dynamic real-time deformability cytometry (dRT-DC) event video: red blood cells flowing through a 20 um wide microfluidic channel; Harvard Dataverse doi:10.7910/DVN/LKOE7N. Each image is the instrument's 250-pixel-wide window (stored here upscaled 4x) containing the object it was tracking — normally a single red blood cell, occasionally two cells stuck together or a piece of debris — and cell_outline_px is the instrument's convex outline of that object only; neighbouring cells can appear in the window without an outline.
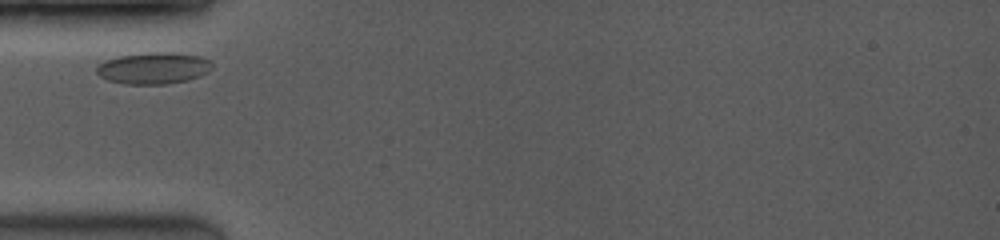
{"species": "common noctule bat (a hibernating species)", "species_latin": "Nyctalus noctula", "temperature_condition": "room temperature", "stored_images_in_passage": 25, "camera_frame_rate_fps": 3500, "um_per_image_px": 0.085, "animal": {"sex": "female", "body_mass_g": 19.0, "forearm_length_mm": 53.3}, "frame": {"image": 1, "passage_image": 1, "time_ms": 0.0, "image_size_px": [1000, 240], "cell_outline_px": [[212, 68], [208, 72], [200, 76], [188, 80], [164, 84], [124, 84], [108, 80], [100, 76], [96, 72], [96, 64], [104, 60], [120, 56], [148, 52], [172, 52], [200, 56], [212, 60]], "centroid_in_image_um": [13.05, 5.78], "position_along_channel_um": 71.9, "area_um2": 21.5}}
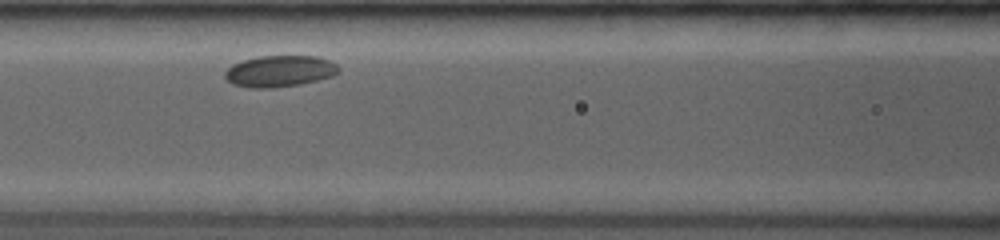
{"frame": {"image": 2, "passage_image": 10, "time_ms": 2.0, "image_size_px": [1000, 240], "cell_outline_px": [[340, 72], [332, 76], [300, 84], [268, 88], [248, 88], [232, 84], [224, 76], [224, 72], [232, 64], [244, 60], [260, 56], [316, 56], [328, 60], [336, 64], [340, 68]], "centroid_in_image_um": [23.76, 6.05], "position_along_channel_um": 142.8, "area_um2": 20.75}}
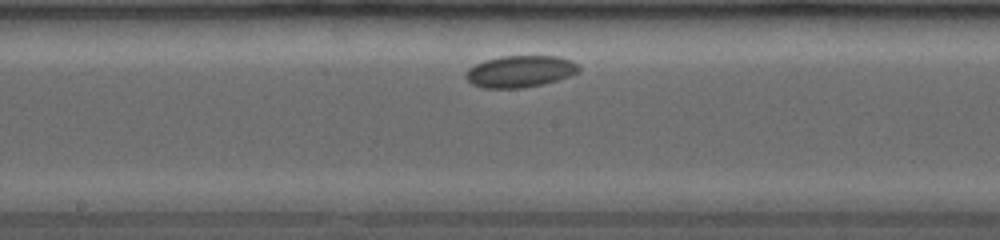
{"frame": {"image": 3, "passage_image": 15, "time_ms": 3.714, "image_size_px": [1000, 240], "cell_outline_px": [[580, 72], [556, 80], [540, 84], [520, 88], [484, 88], [472, 84], [464, 76], [464, 72], [468, 68], [484, 60], [500, 56], [560, 56], [572, 60], [580, 64]], "centroid_in_image_um": [44.21, 6.05], "position_along_channel_um": 204.0, "area_um2": 21.04}}